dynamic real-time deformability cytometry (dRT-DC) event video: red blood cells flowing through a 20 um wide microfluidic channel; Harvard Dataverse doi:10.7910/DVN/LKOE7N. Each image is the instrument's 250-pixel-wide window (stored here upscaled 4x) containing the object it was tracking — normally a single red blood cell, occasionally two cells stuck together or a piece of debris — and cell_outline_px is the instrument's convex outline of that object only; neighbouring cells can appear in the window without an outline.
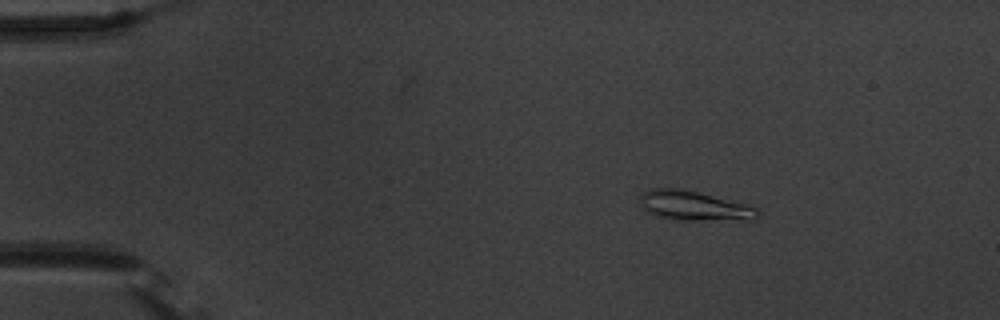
{"species": "common noctule bat (a hibernating species)", "species_latin": "Nyctalus noctula", "temperature_condition": "warm", "stored_images_in_passage": 56, "camera_frame_rate_fps": 3000, "um_per_image_px": 0.085, "animal": {"sex": "male", "body_mass_g": 20.1, "forearm_length_mm": 53.5}, "frame": {"image": 1, "passage_image": 9, "time_ms": 2.667, "image_size_px": [1000, 320], "cell_outline_px": [[760, 212], [756, 220], [680, 220], [656, 216], [648, 212], [640, 204], [640, 196], [644, 192], [652, 188], [676, 188], [696, 192], [744, 204], [756, 208]], "centroid_in_image_um": [58.99, 17.51], "position_along_channel_um": 26.0, "area_um2": 20.0}}
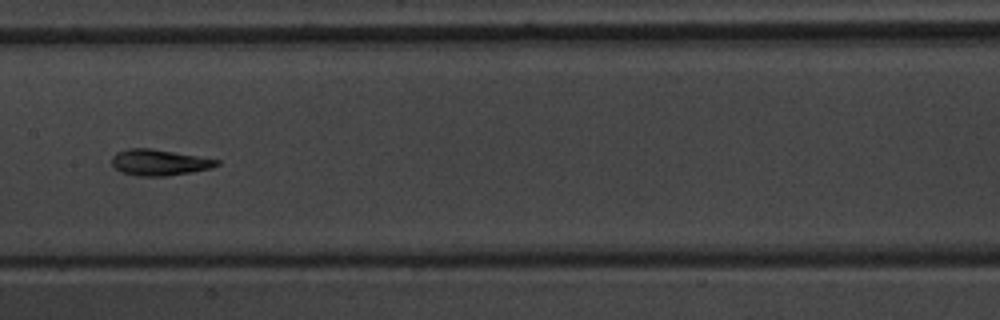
{"frame": {"image": 2, "passage_image": 29, "time_ms": 9.333, "image_size_px": [1000, 320], "cell_outline_px": [[220, 164], [212, 168], [164, 176], [140, 176], [120, 172], [112, 164], [112, 156], [116, 152], [128, 148], [152, 148], [220, 160]], "centroid_in_image_um": [13.51, 13.79], "position_along_channel_um": 193.9, "area_um2": 15.84}}
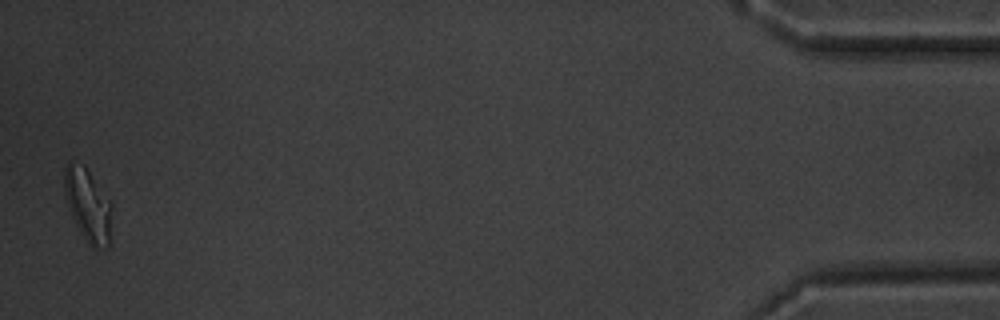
{"frame": {"image": 3, "passage_image": 55, "time_ms": 18.0, "image_size_px": [1000, 320], "cell_outline_px": [[112, 208], [108, 248], [92, 248], [88, 244], [80, 232], [72, 216], [64, 196], [64, 168], [68, 160], [84, 164], [112, 204]], "centroid_in_image_um": [7.45, 17.4], "position_along_channel_um": 427.7, "area_um2": 20.29}, "authors_computed_cell_mechanics": {"area_um2": 16.0973, "velocity_mm_per_s": 3.6736, "shape_relaxation_time_tau1_ms": 6.8864, "shape_relaxation_time_tau2_ms": 3.2301, "deformation_change_tau1": 0.2073, "deformation_change_tau2": 0.0831}}